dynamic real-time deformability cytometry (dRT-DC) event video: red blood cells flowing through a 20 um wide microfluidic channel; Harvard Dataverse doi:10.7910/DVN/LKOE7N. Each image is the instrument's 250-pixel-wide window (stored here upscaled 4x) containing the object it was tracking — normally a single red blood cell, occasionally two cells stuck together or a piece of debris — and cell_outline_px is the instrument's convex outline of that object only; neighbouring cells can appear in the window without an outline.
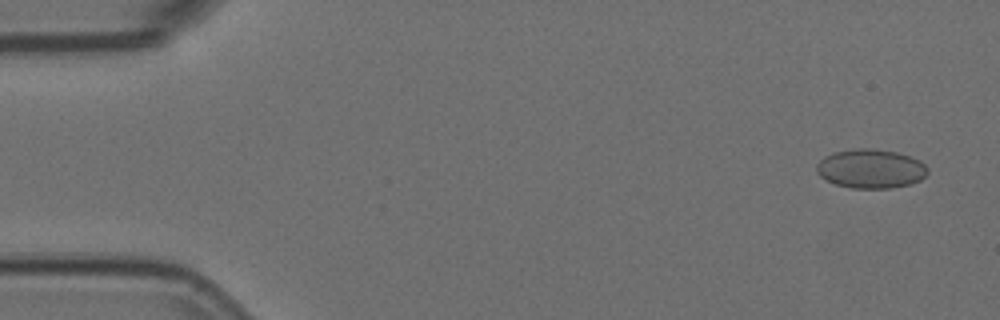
{"species": "Egyptian fruit bat (a non-hibernating species)", "species_latin": "Rousettus aegyptiacus", "temperature_condition": "room temperature", "stored_images_in_passage": 5, "camera_frame_rate_fps": 3000, "um_per_image_px": 0.085, "animal": {"sex": "female"}, "frame": {"image": 1, "passage_image": 1, "time_ms": 0.0, "image_size_px": [1000, 320], "cell_outline_px": [[928, 172], [920, 180], [908, 184], [892, 188], [852, 188], [836, 184], [820, 176], [816, 172], [816, 164], [824, 156], [836, 152], [856, 148], [872, 148], [896, 152], [920, 160], [928, 168]], "centroid_in_image_um": [74.0, 14.33], "position_along_channel_um": 11.0, "area_um2": 25.2}}